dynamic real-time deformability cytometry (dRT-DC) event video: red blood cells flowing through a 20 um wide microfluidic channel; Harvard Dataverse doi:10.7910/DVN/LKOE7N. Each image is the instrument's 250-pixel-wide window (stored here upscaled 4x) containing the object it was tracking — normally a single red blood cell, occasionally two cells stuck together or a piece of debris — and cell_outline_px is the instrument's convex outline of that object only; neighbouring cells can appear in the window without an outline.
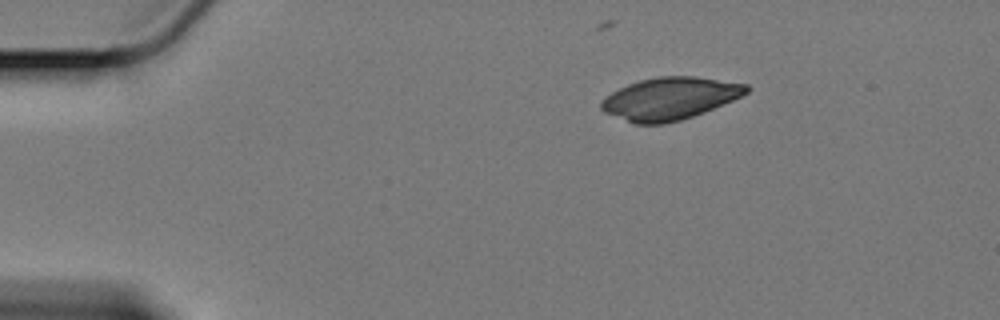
{"species": "Egyptian fruit bat (a non-hibernating species)", "species_latin": "Rousettus aegyptiacus", "temperature_condition": "cold", "stored_images_in_passage": 10, "camera_frame_rate_fps": 3000, "um_per_image_px": 0.085, "animal": {"sex": "female"}, "frame": {"image": 1, "passage_image": 1, "time_ms": 0.0, "image_size_px": [1000, 320], "cell_outline_px": [[752, 88], [748, 92], [732, 100], [704, 112], [680, 120], [664, 124], [636, 124], [604, 112], [600, 108], [600, 104], [612, 92], [628, 84], [640, 80], [656, 76], [696, 76], [748, 84]], "centroid_in_image_um": [56.96, 8.36], "position_along_channel_um": 28.0, "area_um2": 35.6}}